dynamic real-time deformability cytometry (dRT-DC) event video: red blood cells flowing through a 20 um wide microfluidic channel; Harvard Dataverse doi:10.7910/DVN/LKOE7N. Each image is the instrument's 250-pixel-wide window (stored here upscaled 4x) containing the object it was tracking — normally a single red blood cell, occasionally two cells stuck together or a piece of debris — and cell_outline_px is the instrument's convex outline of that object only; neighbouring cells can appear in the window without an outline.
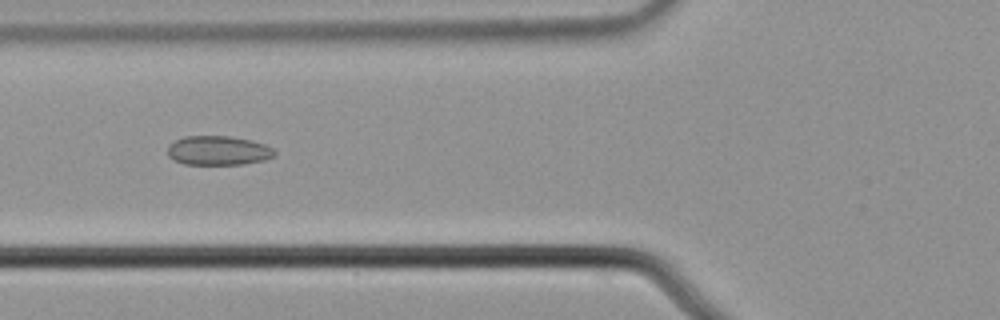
{"species": "common noctule bat (a hibernating species)", "species_latin": "Nyctalus noctula", "temperature_condition": "cold", "stored_images_in_passage": 7, "camera_frame_rate_fps": 3000, "um_per_image_px": 0.085, "animal": {"sex": "male", "body_mass_g": 21.5, "forearm_length_mm": 52.0}, "frame": {"image": 1, "passage_image": 6, "time_ms": 1.667, "image_size_px": [1000, 320], "cell_outline_px": [[276, 156], [264, 160], [244, 164], [184, 164], [172, 160], [168, 156], [168, 144], [184, 136], [228, 136], [252, 140], [264, 144], [272, 148], [276, 152]], "centroid_in_image_um": [18.54, 12.8], "position_along_channel_um": 107.3, "area_um2": 18.38}}
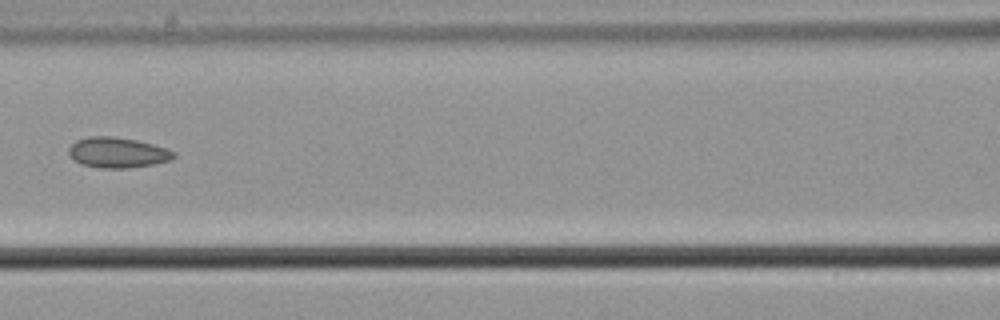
{"frame": {"image": 2, "passage_image": 7, "time_ms": 2.0, "image_size_px": [1000, 320], "cell_outline_px": [[176, 156], [172, 160], [152, 164], [128, 168], [100, 168], [80, 164], [68, 152], [68, 148], [76, 140], [88, 136], [112, 136], [136, 140], [152, 144], [176, 152]], "centroid_in_image_um": [9.99, 12.96], "position_along_channel_um": 156.6, "area_um2": 18.55}}